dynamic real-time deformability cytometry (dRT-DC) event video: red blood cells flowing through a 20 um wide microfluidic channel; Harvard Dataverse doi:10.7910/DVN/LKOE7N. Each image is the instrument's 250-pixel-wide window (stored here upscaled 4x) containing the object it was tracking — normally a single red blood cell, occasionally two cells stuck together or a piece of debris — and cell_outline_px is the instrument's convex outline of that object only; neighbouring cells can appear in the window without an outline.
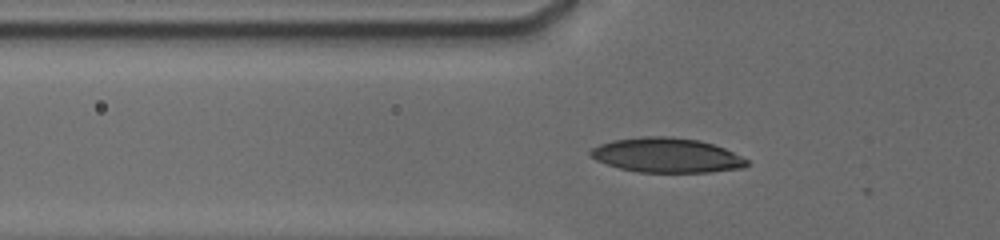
{"species": "human", "species_latin": "Homo sapiens", "temperature_condition": "cold", "stored_images_in_passage": 52, "camera_frame_rate_fps": 3000, "um_per_image_px": 0.085, "donor": {"sex": "male"}, "frame": {"image": 1, "passage_image": 13, "time_ms": 3.333, "image_size_px": [1000, 240], "cell_outline_px": [[748, 164], [744, 168], [708, 172], [640, 172], [620, 168], [596, 160], [588, 156], [588, 152], [592, 148], [600, 144], [612, 140], [644, 136], [672, 136], [700, 140], [724, 148], [748, 160]], "centroid_in_image_um": [56.65, 13.19], "position_along_channel_um": 69.2, "area_um2": 31.56}}
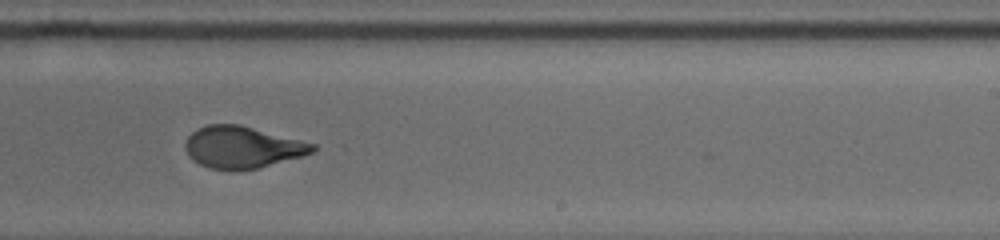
{"frame": {"image": 2, "passage_image": 33, "time_ms": 8.667, "image_size_px": [1000, 240], "cell_outline_px": [[316, 148], [312, 152], [304, 156], [256, 168], [236, 172], [232, 172], [208, 168], [192, 160], [188, 156], [184, 148], [184, 144], [188, 136], [196, 128], [208, 124], [240, 124], [316, 144]], "centroid_in_image_um": [20.55, 12.53], "position_along_channel_um": 268.4, "area_um2": 31.5}}
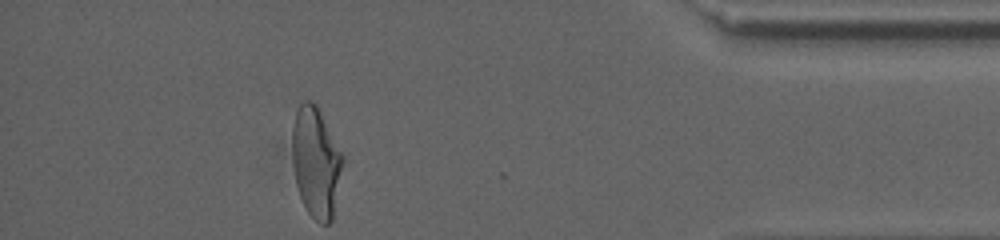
{"frame": {"image": 3, "passage_image": 52, "time_ms": 13.333, "image_size_px": [1000, 240], "cell_outline_px": [[344, 160], [332, 220], [328, 224], [320, 224], [308, 212], [300, 196], [296, 184], [292, 164], [292, 124], [296, 112], [300, 104], [304, 100], [308, 100], [316, 104], [344, 156]], "centroid_in_image_um": [26.85, 13.78], "position_along_channel_um": 408.4, "area_um2": 32.48}, "authors_computed_cell_mechanics": {"area_um2": 31.3565, "velocity_mm_per_s": 3.7925, "shape_relaxation_time_tau1_ms": 4.8259, "shape_relaxation_time_tau2_ms": 0.6486, "deformation_change_tau1": 0.2041, "deformation_change_tau2": 0.0575}}